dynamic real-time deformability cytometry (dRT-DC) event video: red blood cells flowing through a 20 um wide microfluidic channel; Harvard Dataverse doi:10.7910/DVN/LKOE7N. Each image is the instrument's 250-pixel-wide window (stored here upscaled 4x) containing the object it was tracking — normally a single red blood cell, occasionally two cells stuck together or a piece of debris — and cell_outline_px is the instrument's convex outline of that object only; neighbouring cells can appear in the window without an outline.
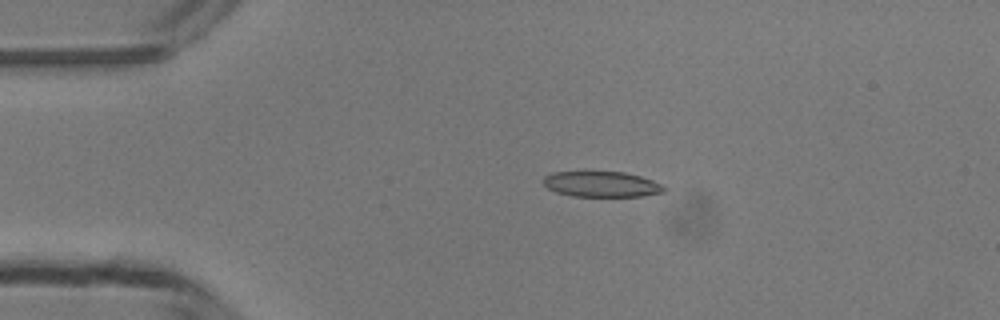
{"species": "common noctule bat (a hibernating species)", "species_latin": "Nyctalus noctula", "temperature_condition": "room temperature", "stored_images_in_passage": 35, "camera_frame_rate_fps": 3000, "um_per_image_px": 0.085, "animal": {"sex": "male", "body_mass_g": 13.3}, "frame": {"image": 1, "passage_image": 2, "time_ms": 0.333, "image_size_px": [1000, 320], "cell_outline_px": [[668, 188], [664, 192], [644, 196], [572, 196], [556, 192], [548, 188], [544, 184], [544, 176], [552, 172], [584, 168], [624, 172], [640, 176], [652, 180]], "centroid_in_image_um": [51.08, 15.6], "position_along_channel_um": 33.9, "area_um2": 18.96}}
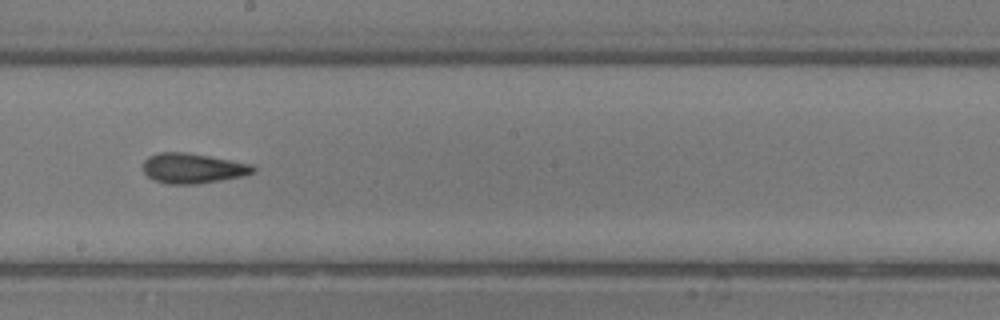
{"frame": {"image": 2, "passage_image": 19, "time_ms": 6.0, "image_size_px": [1000, 320], "cell_outline_px": [[256, 172], [244, 176], [196, 184], [168, 184], [152, 180], [144, 172], [144, 160], [148, 156], [160, 152], [188, 152], [252, 164], [256, 168]], "centroid_in_image_um": [16.4, 14.3], "position_along_channel_um": 231.8, "area_um2": 19.42}}
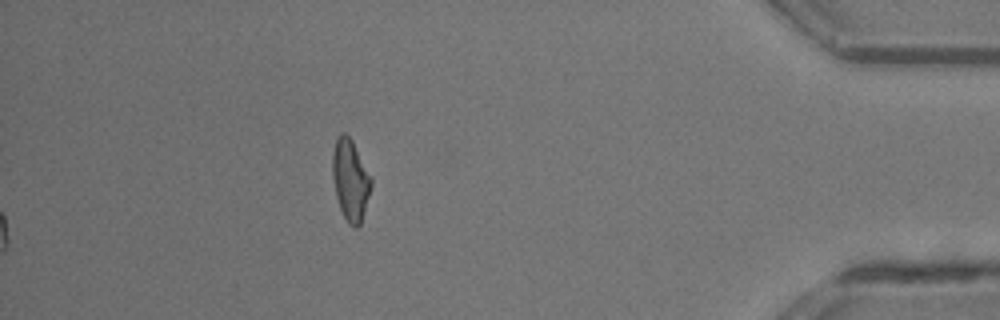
{"frame": {"image": 3, "passage_image": 35, "time_ms": 11.333, "image_size_px": [1000, 320], "cell_outline_px": [[372, 184], [360, 224], [356, 228], [352, 228], [348, 224], [340, 208], [336, 196], [332, 176], [332, 152], [336, 136], [340, 132], [344, 132], [352, 140], [372, 176]], "centroid_in_image_um": [29.77, 15.25], "position_along_channel_um": 405.4, "area_um2": 18.5}, "authors_computed_cell_mechanics": {"area_um2": 18.9584, "velocity_mm_per_s": 4.2254, "shape_relaxation_time_tau1_ms": 5.9841, "shape_relaxation_time_tau2_ms": 2.3066, "deformation_change_tau1": 0.1818, "deformation_change_tau2": 0.1034}}